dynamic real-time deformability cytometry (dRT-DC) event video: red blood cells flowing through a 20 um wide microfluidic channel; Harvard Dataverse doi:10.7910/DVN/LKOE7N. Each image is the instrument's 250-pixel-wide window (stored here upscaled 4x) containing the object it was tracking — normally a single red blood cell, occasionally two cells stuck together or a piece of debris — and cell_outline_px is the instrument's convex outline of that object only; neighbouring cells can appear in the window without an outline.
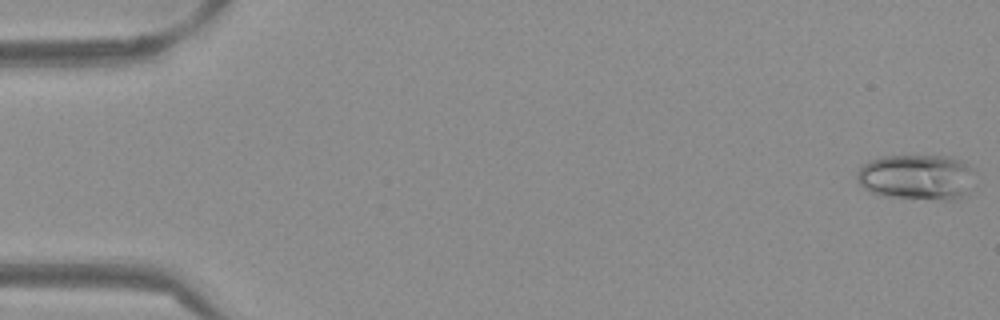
{"species": "Egyptian fruit bat (a non-hibernating species)", "species_latin": "Rousettus aegyptiacus", "temperature_condition": "warm", "stored_images_in_passage": 53, "camera_frame_rate_fps": 3000, "um_per_image_px": 0.085, "frame": {"image": 1, "passage_image": 1, "time_ms": 0.0, "image_size_px": [1000, 320], "cell_outline_px": [[972, 168], [964, 192], [960, 196], [952, 200], [940, 200], [880, 196], [868, 192], [860, 184], [856, 176], [856, 172], [868, 160], [884, 156], [952, 156], [968, 164]], "centroid_in_image_um": [77.8, 15.05], "position_along_channel_um": 7.2, "area_um2": 30.92}}
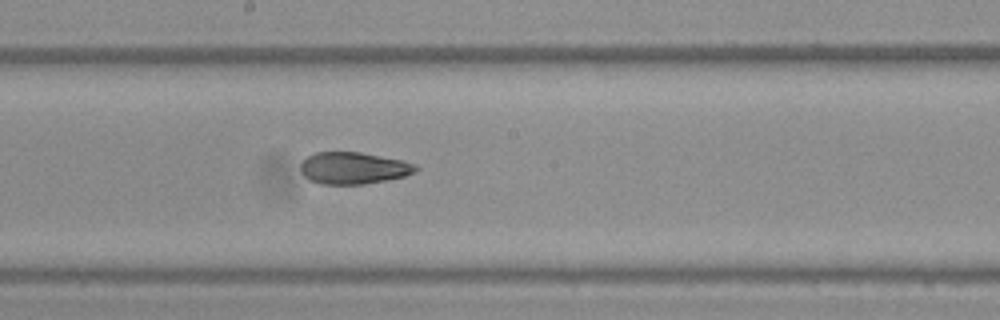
{"frame": {"image": 2, "passage_image": 29, "time_ms": 9.333, "image_size_px": [1000, 320], "cell_outline_px": [[420, 168], [416, 172], [404, 176], [388, 180], [364, 184], [320, 184], [308, 180], [300, 172], [300, 164], [308, 156], [316, 152], [360, 152], [404, 160], [416, 164]], "centroid_in_image_um": [30.06, 14.29], "position_along_channel_um": 218.1, "area_um2": 21.68}}
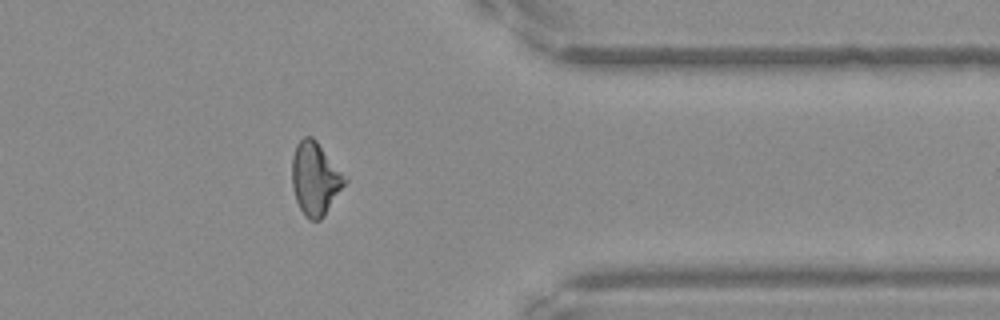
{"frame": {"image": 3, "passage_image": 43, "time_ms": 14.0, "image_size_px": [1000, 320], "cell_outline_px": [[348, 180], [324, 216], [320, 220], [308, 220], [304, 216], [296, 200], [292, 188], [292, 156], [296, 144], [304, 136], [312, 136], [316, 140]], "centroid_in_image_um": [26.77, 15.19], "position_along_channel_um": 384.6, "area_um2": 22.37}, "authors_computed_cell_mechanics": {"area_um2": 22.3108, "velocity_mm_per_s": 3.8504, "shape_relaxation_time_tau1_ms": null, "shape_relaxation_time_tau2_ms": 2.604, "deformation_change_tau1": null, "deformation_change_tau2": 0.0972}}